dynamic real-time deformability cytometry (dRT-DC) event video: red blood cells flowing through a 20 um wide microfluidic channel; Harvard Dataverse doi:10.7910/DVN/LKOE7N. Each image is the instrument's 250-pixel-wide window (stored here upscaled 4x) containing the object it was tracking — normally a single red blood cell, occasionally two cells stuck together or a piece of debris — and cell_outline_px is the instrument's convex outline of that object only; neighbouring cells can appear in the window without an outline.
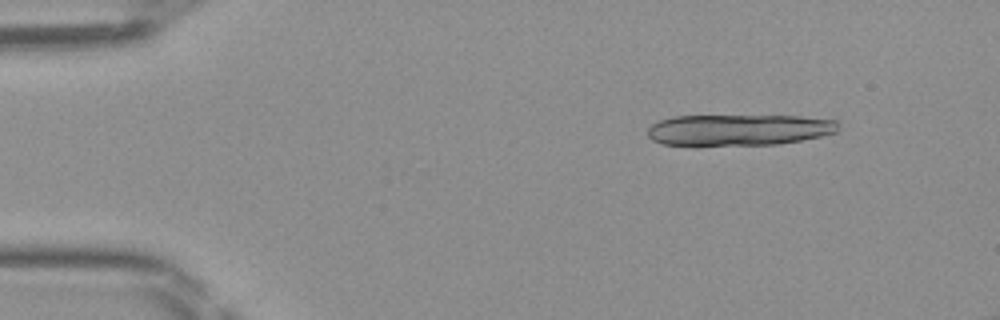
{"species": "Egyptian fruit bat (a non-hibernating species)", "species_latin": "Rousettus aegyptiacus", "temperature_condition": "room temperature", "stored_images_in_passage": 13, "camera_frame_rate_fps": 3000, "um_per_image_px": 0.085, "frame": {"image": 1, "passage_image": 6, "time_ms": 1.667, "image_size_px": [1000, 320], "cell_outline_px": [[840, 124], [836, 132], [820, 136], [800, 140], [776, 144], [696, 148], [660, 144], [652, 140], [648, 136], [648, 128], [652, 124], [660, 120], [672, 116], [800, 116], [836, 120]], "centroid_in_image_um": [62.69, 11.08], "position_along_channel_um": 22.3, "area_um2": 35.89}}